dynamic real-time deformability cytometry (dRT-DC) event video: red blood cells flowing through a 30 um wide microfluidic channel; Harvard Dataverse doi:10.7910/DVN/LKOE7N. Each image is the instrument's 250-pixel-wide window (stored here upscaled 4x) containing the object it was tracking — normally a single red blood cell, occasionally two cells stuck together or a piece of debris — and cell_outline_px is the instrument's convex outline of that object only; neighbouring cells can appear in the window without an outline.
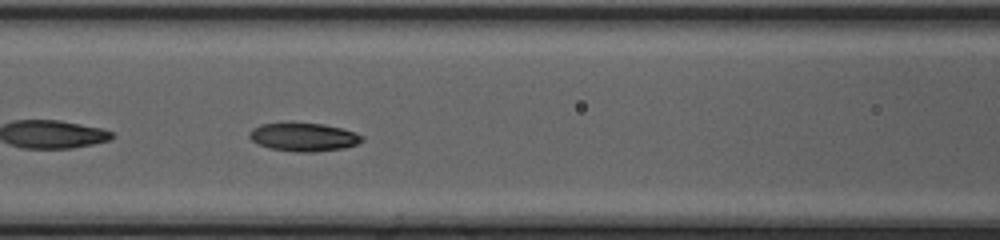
{"species": "common noctule bat (a hibernating species)", "species_latin": "Nyctalus noctula", "temperature_condition": "cold", "stored_images_in_passage": 45, "segment_of_instrument_passage": [2, 2], "camera_frame_rate_fps": 3000, "um_per_image_px": 0.085, "animal": {"sex": "female", "body_mass_g": 20.0, "forearm_length_mm": 54.0}, "frame": {"image": 1, "passage_image": 18, "time_ms": 5.667, "image_size_px": [1000, 240], "cell_outline_px": [[364, 140], [356, 144], [344, 148], [312, 152], [296, 152], [272, 148], [260, 144], [252, 140], [248, 136], [248, 132], [252, 128], [260, 124], [320, 124], [340, 128], [356, 132], [364, 136]], "centroid_in_image_um": [25.83, 11.66], "position_along_channel_um": 140.8, "area_um2": 18.21}}
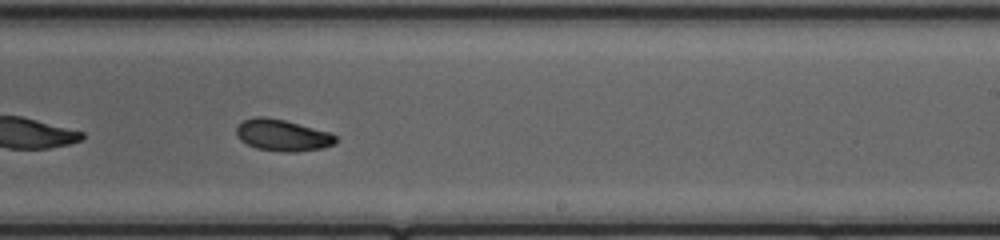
{"frame": {"image": 2, "passage_image": 27, "time_ms": 8.667, "image_size_px": [1000, 240], "cell_outline_px": [[340, 140], [336, 144], [324, 148], [296, 152], [284, 152], [256, 148], [240, 140], [236, 136], [236, 128], [244, 120], [256, 116], [264, 116], [284, 120], [328, 132], [336, 136]], "centroid_in_image_um": [24.03, 11.51], "position_along_channel_um": 265.0, "area_um2": 18.32}}
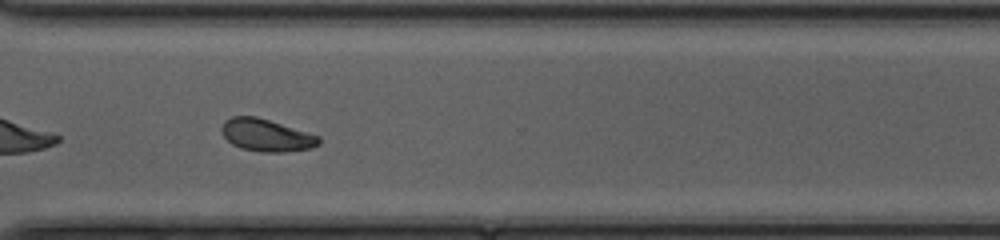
{"frame": {"image": 3, "passage_image": 33, "time_ms": 10.667, "image_size_px": [1000, 240], "cell_outline_px": [[320, 144], [312, 148], [284, 152], [260, 152], [240, 148], [232, 144], [224, 136], [220, 128], [224, 120], [232, 116], [256, 116], [320, 136]], "centroid_in_image_um": [22.63, 11.5], "position_along_channel_um": 348.0, "area_um2": 18.38}}